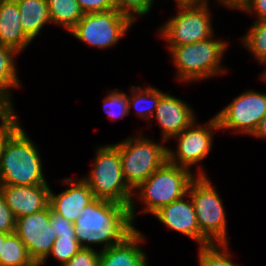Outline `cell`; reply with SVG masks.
I'll return each instance as SVG.
<instances>
[{
	"instance_id": "obj_1",
	"label": "cell",
	"mask_w": 266,
	"mask_h": 266,
	"mask_svg": "<svg viewBox=\"0 0 266 266\" xmlns=\"http://www.w3.org/2000/svg\"><path fill=\"white\" fill-rule=\"evenodd\" d=\"M133 224L129 206L95 198L80 212L74 232L82 248L97 244L105 250L131 235L136 230Z\"/></svg>"
},
{
	"instance_id": "obj_2",
	"label": "cell",
	"mask_w": 266,
	"mask_h": 266,
	"mask_svg": "<svg viewBox=\"0 0 266 266\" xmlns=\"http://www.w3.org/2000/svg\"><path fill=\"white\" fill-rule=\"evenodd\" d=\"M91 165L90 174L83 179L92 190L94 197L129 206L134 223L137 214L135 213L136 202L132 197L133 190L123 176L118 147L115 144L98 146L95 160Z\"/></svg>"
},
{
	"instance_id": "obj_3",
	"label": "cell",
	"mask_w": 266,
	"mask_h": 266,
	"mask_svg": "<svg viewBox=\"0 0 266 266\" xmlns=\"http://www.w3.org/2000/svg\"><path fill=\"white\" fill-rule=\"evenodd\" d=\"M20 126L7 140L0 164V185L48 184L40 151Z\"/></svg>"
},
{
	"instance_id": "obj_4",
	"label": "cell",
	"mask_w": 266,
	"mask_h": 266,
	"mask_svg": "<svg viewBox=\"0 0 266 266\" xmlns=\"http://www.w3.org/2000/svg\"><path fill=\"white\" fill-rule=\"evenodd\" d=\"M228 44L227 41L216 40L212 36L196 43L171 47L169 51L178 81L197 82L224 74L227 69L222 66L221 60Z\"/></svg>"
},
{
	"instance_id": "obj_5",
	"label": "cell",
	"mask_w": 266,
	"mask_h": 266,
	"mask_svg": "<svg viewBox=\"0 0 266 266\" xmlns=\"http://www.w3.org/2000/svg\"><path fill=\"white\" fill-rule=\"evenodd\" d=\"M197 177L191 170L168 160L133 190L145 208L139 213L154 214L161 207L188 194L190 183ZM135 194V195H134Z\"/></svg>"
},
{
	"instance_id": "obj_6",
	"label": "cell",
	"mask_w": 266,
	"mask_h": 266,
	"mask_svg": "<svg viewBox=\"0 0 266 266\" xmlns=\"http://www.w3.org/2000/svg\"><path fill=\"white\" fill-rule=\"evenodd\" d=\"M197 177L190 183V195L201 234L211 243H228L227 219L222 199L200 167Z\"/></svg>"
},
{
	"instance_id": "obj_7",
	"label": "cell",
	"mask_w": 266,
	"mask_h": 266,
	"mask_svg": "<svg viewBox=\"0 0 266 266\" xmlns=\"http://www.w3.org/2000/svg\"><path fill=\"white\" fill-rule=\"evenodd\" d=\"M142 135L129 137L115 145L119 149L123 176L134 190L168 160V147Z\"/></svg>"
},
{
	"instance_id": "obj_8",
	"label": "cell",
	"mask_w": 266,
	"mask_h": 266,
	"mask_svg": "<svg viewBox=\"0 0 266 266\" xmlns=\"http://www.w3.org/2000/svg\"><path fill=\"white\" fill-rule=\"evenodd\" d=\"M209 2L194 6L177 7V14L158 28L168 49L209 39L214 35Z\"/></svg>"
},
{
	"instance_id": "obj_9",
	"label": "cell",
	"mask_w": 266,
	"mask_h": 266,
	"mask_svg": "<svg viewBox=\"0 0 266 266\" xmlns=\"http://www.w3.org/2000/svg\"><path fill=\"white\" fill-rule=\"evenodd\" d=\"M132 24L134 22L129 17L114 8L105 12L84 14L70 33L90 47L107 49L116 45Z\"/></svg>"
},
{
	"instance_id": "obj_10",
	"label": "cell",
	"mask_w": 266,
	"mask_h": 266,
	"mask_svg": "<svg viewBox=\"0 0 266 266\" xmlns=\"http://www.w3.org/2000/svg\"><path fill=\"white\" fill-rule=\"evenodd\" d=\"M266 115V93L249 90L235 97L215 116L220 130L252 135Z\"/></svg>"
},
{
	"instance_id": "obj_11",
	"label": "cell",
	"mask_w": 266,
	"mask_h": 266,
	"mask_svg": "<svg viewBox=\"0 0 266 266\" xmlns=\"http://www.w3.org/2000/svg\"><path fill=\"white\" fill-rule=\"evenodd\" d=\"M215 130H220L216 116L204 125L198 124L196 119L189 127L173 137L177 138V147L175 151L168 146V161L191 170L193 165L201 163L209 155Z\"/></svg>"
},
{
	"instance_id": "obj_12",
	"label": "cell",
	"mask_w": 266,
	"mask_h": 266,
	"mask_svg": "<svg viewBox=\"0 0 266 266\" xmlns=\"http://www.w3.org/2000/svg\"><path fill=\"white\" fill-rule=\"evenodd\" d=\"M50 205L37 213L16 219L15 233L27 247L30 257L39 265L50 253L57 238L50 225Z\"/></svg>"
},
{
	"instance_id": "obj_13",
	"label": "cell",
	"mask_w": 266,
	"mask_h": 266,
	"mask_svg": "<svg viewBox=\"0 0 266 266\" xmlns=\"http://www.w3.org/2000/svg\"><path fill=\"white\" fill-rule=\"evenodd\" d=\"M196 112L184 100L169 93H164L159 100L152 118L158 121L161 127V142L171 140L189 127L195 120Z\"/></svg>"
},
{
	"instance_id": "obj_14",
	"label": "cell",
	"mask_w": 266,
	"mask_h": 266,
	"mask_svg": "<svg viewBox=\"0 0 266 266\" xmlns=\"http://www.w3.org/2000/svg\"><path fill=\"white\" fill-rule=\"evenodd\" d=\"M153 215L169 229L188 236L198 242L200 246L211 244L199 231L190 195L187 194L181 199L161 207Z\"/></svg>"
},
{
	"instance_id": "obj_15",
	"label": "cell",
	"mask_w": 266,
	"mask_h": 266,
	"mask_svg": "<svg viewBox=\"0 0 266 266\" xmlns=\"http://www.w3.org/2000/svg\"><path fill=\"white\" fill-rule=\"evenodd\" d=\"M50 189L48 184L0 185V192L16 219L46 209L50 203Z\"/></svg>"
},
{
	"instance_id": "obj_16",
	"label": "cell",
	"mask_w": 266,
	"mask_h": 266,
	"mask_svg": "<svg viewBox=\"0 0 266 266\" xmlns=\"http://www.w3.org/2000/svg\"><path fill=\"white\" fill-rule=\"evenodd\" d=\"M70 187L59 194L50 189V207L56 213L74 224L80 216V212L91 203L95 197L87 182L80 178L78 180L65 178L61 181Z\"/></svg>"
},
{
	"instance_id": "obj_17",
	"label": "cell",
	"mask_w": 266,
	"mask_h": 266,
	"mask_svg": "<svg viewBox=\"0 0 266 266\" xmlns=\"http://www.w3.org/2000/svg\"><path fill=\"white\" fill-rule=\"evenodd\" d=\"M144 239L142 232L136 229L123 242L100 250L99 266H148L141 247Z\"/></svg>"
},
{
	"instance_id": "obj_18",
	"label": "cell",
	"mask_w": 266,
	"mask_h": 266,
	"mask_svg": "<svg viewBox=\"0 0 266 266\" xmlns=\"http://www.w3.org/2000/svg\"><path fill=\"white\" fill-rule=\"evenodd\" d=\"M20 16L16 0H0V45L14 48L19 53L32 41L22 29Z\"/></svg>"
},
{
	"instance_id": "obj_19",
	"label": "cell",
	"mask_w": 266,
	"mask_h": 266,
	"mask_svg": "<svg viewBox=\"0 0 266 266\" xmlns=\"http://www.w3.org/2000/svg\"><path fill=\"white\" fill-rule=\"evenodd\" d=\"M24 33L33 41L47 23L51 24L47 0H16Z\"/></svg>"
},
{
	"instance_id": "obj_20",
	"label": "cell",
	"mask_w": 266,
	"mask_h": 266,
	"mask_svg": "<svg viewBox=\"0 0 266 266\" xmlns=\"http://www.w3.org/2000/svg\"><path fill=\"white\" fill-rule=\"evenodd\" d=\"M128 90L131 91L130 96L128 95L129 114L131 111V107H134L137 116L146 121L148 120L149 124L151 125L152 120L150 119L154 115L160 97L165 92H162L160 89H157L153 86L142 87L139 85L135 87H130V89Z\"/></svg>"
},
{
	"instance_id": "obj_21",
	"label": "cell",
	"mask_w": 266,
	"mask_h": 266,
	"mask_svg": "<svg viewBox=\"0 0 266 266\" xmlns=\"http://www.w3.org/2000/svg\"><path fill=\"white\" fill-rule=\"evenodd\" d=\"M51 24L70 32L83 17L77 0H47Z\"/></svg>"
},
{
	"instance_id": "obj_22",
	"label": "cell",
	"mask_w": 266,
	"mask_h": 266,
	"mask_svg": "<svg viewBox=\"0 0 266 266\" xmlns=\"http://www.w3.org/2000/svg\"><path fill=\"white\" fill-rule=\"evenodd\" d=\"M0 266H38L18 235L10 233L2 243Z\"/></svg>"
},
{
	"instance_id": "obj_23",
	"label": "cell",
	"mask_w": 266,
	"mask_h": 266,
	"mask_svg": "<svg viewBox=\"0 0 266 266\" xmlns=\"http://www.w3.org/2000/svg\"><path fill=\"white\" fill-rule=\"evenodd\" d=\"M19 52L14 48L0 45V88L12 99V89L21 87L16 70V58Z\"/></svg>"
},
{
	"instance_id": "obj_24",
	"label": "cell",
	"mask_w": 266,
	"mask_h": 266,
	"mask_svg": "<svg viewBox=\"0 0 266 266\" xmlns=\"http://www.w3.org/2000/svg\"><path fill=\"white\" fill-rule=\"evenodd\" d=\"M248 30L242 43L260 64L266 65V21H254Z\"/></svg>"
},
{
	"instance_id": "obj_25",
	"label": "cell",
	"mask_w": 266,
	"mask_h": 266,
	"mask_svg": "<svg viewBox=\"0 0 266 266\" xmlns=\"http://www.w3.org/2000/svg\"><path fill=\"white\" fill-rule=\"evenodd\" d=\"M228 243H215L199 246V266H237L231 259Z\"/></svg>"
},
{
	"instance_id": "obj_26",
	"label": "cell",
	"mask_w": 266,
	"mask_h": 266,
	"mask_svg": "<svg viewBox=\"0 0 266 266\" xmlns=\"http://www.w3.org/2000/svg\"><path fill=\"white\" fill-rule=\"evenodd\" d=\"M81 249L82 247L79 244V241L76 239L75 235H65L62 237H57L53 243L50 253L38 266L44 265L50 255L54 257V259L59 261L60 266H63Z\"/></svg>"
},
{
	"instance_id": "obj_27",
	"label": "cell",
	"mask_w": 266,
	"mask_h": 266,
	"mask_svg": "<svg viewBox=\"0 0 266 266\" xmlns=\"http://www.w3.org/2000/svg\"><path fill=\"white\" fill-rule=\"evenodd\" d=\"M103 110L108 114V118L117 121L129 115L128 94L118 89L110 91L103 99Z\"/></svg>"
},
{
	"instance_id": "obj_28",
	"label": "cell",
	"mask_w": 266,
	"mask_h": 266,
	"mask_svg": "<svg viewBox=\"0 0 266 266\" xmlns=\"http://www.w3.org/2000/svg\"><path fill=\"white\" fill-rule=\"evenodd\" d=\"M114 3L119 12L135 23L138 16L142 17L151 11L154 0H114Z\"/></svg>"
},
{
	"instance_id": "obj_29",
	"label": "cell",
	"mask_w": 266,
	"mask_h": 266,
	"mask_svg": "<svg viewBox=\"0 0 266 266\" xmlns=\"http://www.w3.org/2000/svg\"><path fill=\"white\" fill-rule=\"evenodd\" d=\"M100 250L82 248L63 266H99Z\"/></svg>"
},
{
	"instance_id": "obj_30",
	"label": "cell",
	"mask_w": 266,
	"mask_h": 266,
	"mask_svg": "<svg viewBox=\"0 0 266 266\" xmlns=\"http://www.w3.org/2000/svg\"><path fill=\"white\" fill-rule=\"evenodd\" d=\"M15 229L16 218L0 192V232L10 234L14 233Z\"/></svg>"
},
{
	"instance_id": "obj_31",
	"label": "cell",
	"mask_w": 266,
	"mask_h": 266,
	"mask_svg": "<svg viewBox=\"0 0 266 266\" xmlns=\"http://www.w3.org/2000/svg\"><path fill=\"white\" fill-rule=\"evenodd\" d=\"M50 225L56 237L75 235L74 224L51 209Z\"/></svg>"
},
{
	"instance_id": "obj_32",
	"label": "cell",
	"mask_w": 266,
	"mask_h": 266,
	"mask_svg": "<svg viewBox=\"0 0 266 266\" xmlns=\"http://www.w3.org/2000/svg\"><path fill=\"white\" fill-rule=\"evenodd\" d=\"M84 14L105 12L115 8L114 0H77Z\"/></svg>"
},
{
	"instance_id": "obj_33",
	"label": "cell",
	"mask_w": 266,
	"mask_h": 266,
	"mask_svg": "<svg viewBox=\"0 0 266 266\" xmlns=\"http://www.w3.org/2000/svg\"><path fill=\"white\" fill-rule=\"evenodd\" d=\"M16 115L13 119L6 123H0V164L2 159V154L4 147L8 138L21 126L19 123V118Z\"/></svg>"
},
{
	"instance_id": "obj_34",
	"label": "cell",
	"mask_w": 266,
	"mask_h": 266,
	"mask_svg": "<svg viewBox=\"0 0 266 266\" xmlns=\"http://www.w3.org/2000/svg\"><path fill=\"white\" fill-rule=\"evenodd\" d=\"M13 99H11L1 88H0V122L6 123L16 116L13 110Z\"/></svg>"
},
{
	"instance_id": "obj_35",
	"label": "cell",
	"mask_w": 266,
	"mask_h": 266,
	"mask_svg": "<svg viewBox=\"0 0 266 266\" xmlns=\"http://www.w3.org/2000/svg\"><path fill=\"white\" fill-rule=\"evenodd\" d=\"M240 11L256 14V21H266V0H249Z\"/></svg>"
},
{
	"instance_id": "obj_36",
	"label": "cell",
	"mask_w": 266,
	"mask_h": 266,
	"mask_svg": "<svg viewBox=\"0 0 266 266\" xmlns=\"http://www.w3.org/2000/svg\"><path fill=\"white\" fill-rule=\"evenodd\" d=\"M249 0H217L218 4L225 5L229 9L241 10Z\"/></svg>"
},
{
	"instance_id": "obj_37",
	"label": "cell",
	"mask_w": 266,
	"mask_h": 266,
	"mask_svg": "<svg viewBox=\"0 0 266 266\" xmlns=\"http://www.w3.org/2000/svg\"><path fill=\"white\" fill-rule=\"evenodd\" d=\"M252 135L256 138L266 139V115L261 119Z\"/></svg>"
},
{
	"instance_id": "obj_38",
	"label": "cell",
	"mask_w": 266,
	"mask_h": 266,
	"mask_svg": "<svg viewBox=\"0 0 266 266\" xmlns=\"http://www.w3.org/2000/svg\"><path fill=\"white\" fill-rule=\"evenodd\" d=\"M209 0H175L176 7L200 5Z\"/></svg>"
},
{
	"instance_id": "obj_39",
	"label": "cell",
	"mask_w": 266,
	"mask_h": 266,
	"mask_svg": "<svg viewBox=\"0 0 266 266\" xmlns=\"http://www.w3.org/2000/svg\"><path fill=\"white\" fill-rule=\"evenodd\" d=\"M8 235H9L8 233L0 232V254H1L2 243H4Z\"/></svg>"
},
{
	"instance_id": "obj_40",
	"label": "cell",
	"mask_w": 266,
	"mask_h": 266,
	"mask_svg": "<svg viewBox=\"0 0 266 266\" xmlns=\"http://www.w3.org/2000/svg\"><path fill=\"white\" fill-rule=\"evenodd\" d=\"M261 78H262L263 81L266 82V68H265V70L262 72V74H261Z\"/></svg>"
}]
</instances>
